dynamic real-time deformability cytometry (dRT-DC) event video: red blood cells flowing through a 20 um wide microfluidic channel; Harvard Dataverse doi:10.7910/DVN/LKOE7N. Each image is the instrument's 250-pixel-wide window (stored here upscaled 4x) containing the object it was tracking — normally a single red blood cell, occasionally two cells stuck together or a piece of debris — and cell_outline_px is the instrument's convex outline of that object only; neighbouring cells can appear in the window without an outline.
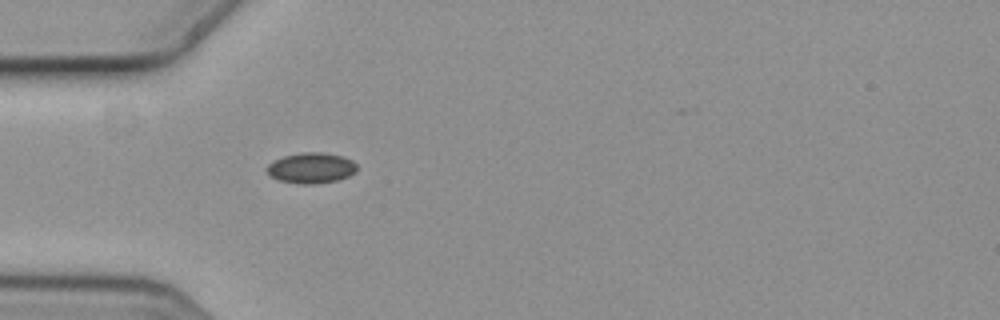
{"species": "common noctule bat (a hibernating species)", "species_latin": "Nyctalus noctula", "temperature_condition": "cold", "stored_images_in_passage": 1, "camera_frame_rate_fps": 3000, "um_per_image_px": 0.085, "animal": {"sex": "female", "body_mass_g": 19.3, "forearm_length_mm": 54.1}, "frame": {"image": 1, "passage_image": 1, "time_ms": 0.0, "image_size_px": [1000, 320], "cell_outline_px": [[356, 172], [348, 176], [336, 180], [312, 184], [300, 184], [280, 180], [272, 176], [268, 172], [268, 164], [272, 160], [284, 156], [300, 152], [324, 152], [344, 156], [352, 160], [356, 164]], "centroid_in_image_um": [26.47, 14.25], "position_along_channel_um": 58.5, "area_um2": 16.01}}